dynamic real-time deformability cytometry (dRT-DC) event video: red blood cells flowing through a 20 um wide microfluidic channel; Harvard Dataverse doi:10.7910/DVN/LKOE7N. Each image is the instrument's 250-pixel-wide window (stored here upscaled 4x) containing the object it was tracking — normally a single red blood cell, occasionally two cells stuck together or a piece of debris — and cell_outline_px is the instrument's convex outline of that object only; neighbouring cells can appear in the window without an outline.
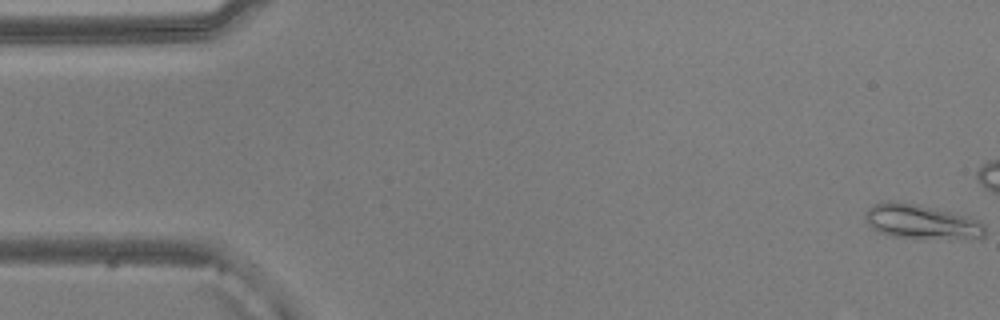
{"species": "common noctule bat (a hibernating species)", "species_latin": "Nyctalus noctula", "temperature_condition": "warm", "stored_images_in_passage": 16, "camera_frame_rate_fps": 3000, "um_per_image_px": 0.085, "animal": {"sex": "male", "body_mass_g": 20.5, "forearm_length_mm": 52.5}, "frame": {"image": 1, "passage_image": 1, "time_ms": 0.0, "image_size_px": [1000, 320], "cell_outline_px": [[984, 236], [892, 236], [880, 232], [872, 228], [868, 224], [864, 216], [868, 208], [872, 204], [884, 200], [888, 200], [916, 204], [968, 216], [980, 220], [984, 224]], "centroid_in_image_um": [78.2, 18.77], "position_along_channel_um": 6.8, "area_um2": 22.89}}